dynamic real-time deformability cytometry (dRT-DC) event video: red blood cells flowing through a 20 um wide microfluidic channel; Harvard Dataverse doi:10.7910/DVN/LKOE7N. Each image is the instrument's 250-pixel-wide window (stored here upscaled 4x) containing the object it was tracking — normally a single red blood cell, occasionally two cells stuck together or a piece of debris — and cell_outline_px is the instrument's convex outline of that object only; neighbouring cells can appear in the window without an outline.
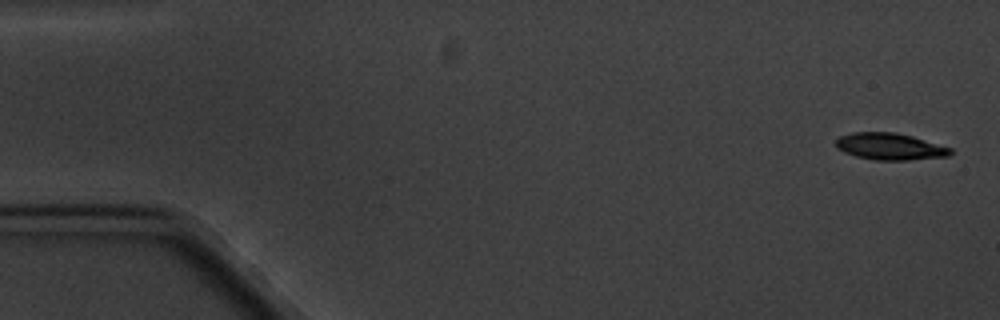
{"species": "common noctule bat (a hibernating species)", "species_latin": "Nyctalus noctula", "temperature_condition": "cold", "stored_images_in_passage": 18, "segment_of_instrument_passage": [1, 2], "camera_frame_rate_fps": 3000, "um_per_image_px": 0.085, "animal": {"sex": "male", "body_mass_g": 20.1, "forearm_length_mm": 53.5}, "frame": {"image": 1, "passage_image": 1, "time_ms": 0.0, "image_size_px": [1000, 320], "cell_outline_px": [[952, 152], [948, 156], [908, 160], [876, 160], [856, 156], [844, 152], [836, 148], [836, 140], [840, 136], [852, 132], [896, 132], [912, 136], [952, 148]], "centroid_in_image_um": [75.63, 12.45], "position_along_channel_um": 9.4, "area_um2": 17.86}}
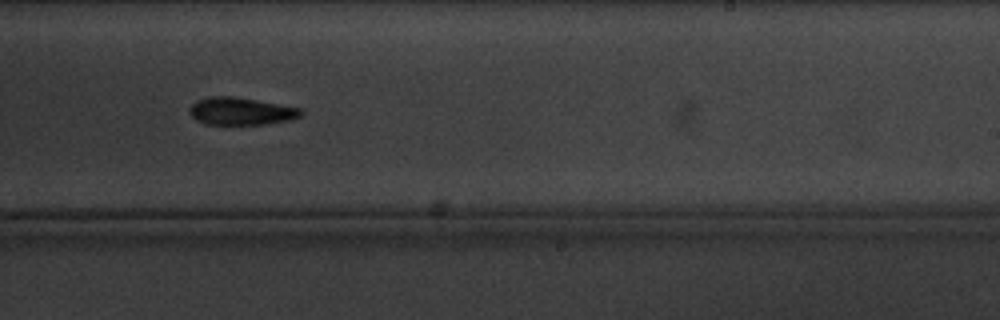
{"frame": {"image": 2, "passage_image": 11, "time_ms": 11.333, "image_size_px": [1000, 320], "cell_outline_px": [[304, 112], [300, 116], [288, 120], [268, 124], [204, 124], [196, 120], [188, 112], [192, 104], [196, 100], [208, 96], [232, 96], [304, 108]], "centroid_in_image_um": [20.48, 9.45], "position_along_channel_um": 268.5, "area_um2": 17.98}}
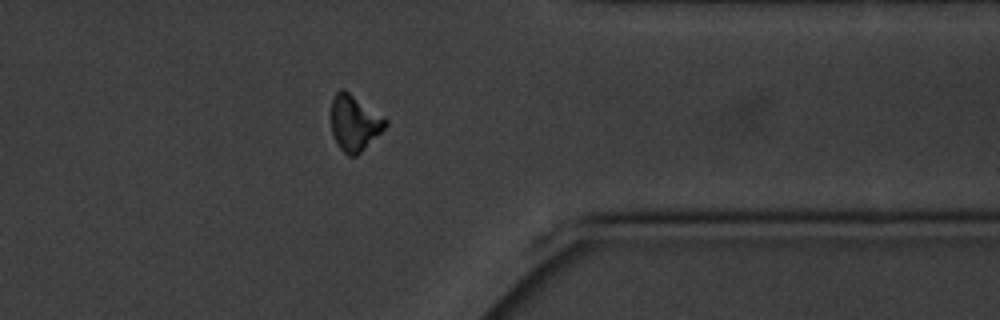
{"frame": {"image": 3, "passage_image": 14, "time_ms": 15.0, "image_size_px": [1000, 320], "cell_outline_px": [[388, 124], [356, 156], [348, 156], [340, 148], [332, 132], [332, 100], [336, 92], [340, 88], [344, 88], [384, 116], [388, 120]], "centroid_in_image_um": [30.13, 10.41], "position_along_channel_um": 381.3, "area_um2": 17.46}}